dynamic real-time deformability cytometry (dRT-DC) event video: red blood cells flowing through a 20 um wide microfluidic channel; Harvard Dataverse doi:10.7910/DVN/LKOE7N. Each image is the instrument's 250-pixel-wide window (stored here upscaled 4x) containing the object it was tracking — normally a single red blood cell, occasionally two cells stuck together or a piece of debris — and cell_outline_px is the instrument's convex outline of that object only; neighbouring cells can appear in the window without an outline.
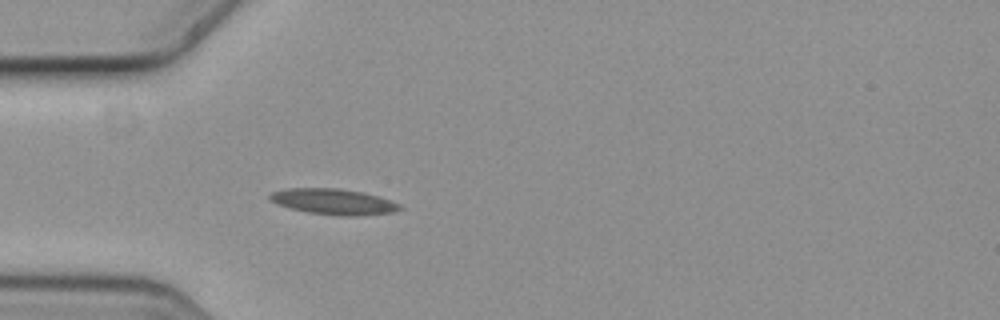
{"species": "common noctule bat (a hibernating species)", "species_latin": "Nyctalus noctula", "temperature_condition": "cold", "stored_images_in_passage": 5, "camera_frame_rate_fps": 3000, "um_per_image_px": 0.085, "animal": {"sex": "female", "body_mass_g": 19.3, "forearm_length_mm": 54.1}, "frame": {"image": 1, "passage_image": 5, "time_ms": 1.333, "image_size_px": [1000, 320], "cell_outline_px": [[404, 208], [396, 212], [360, 216], [340, 216], [308, 212], [276, 204], [268, 200], [268, 196], [272, 192], [288, 188], [336, 188], [364, 192], [380, 196], [392, 200], [400, 204]], "centroid_in_image_um": [28.41, 17.14], "position_along_channel_um": 56.6, "area_um2": 19.83}}